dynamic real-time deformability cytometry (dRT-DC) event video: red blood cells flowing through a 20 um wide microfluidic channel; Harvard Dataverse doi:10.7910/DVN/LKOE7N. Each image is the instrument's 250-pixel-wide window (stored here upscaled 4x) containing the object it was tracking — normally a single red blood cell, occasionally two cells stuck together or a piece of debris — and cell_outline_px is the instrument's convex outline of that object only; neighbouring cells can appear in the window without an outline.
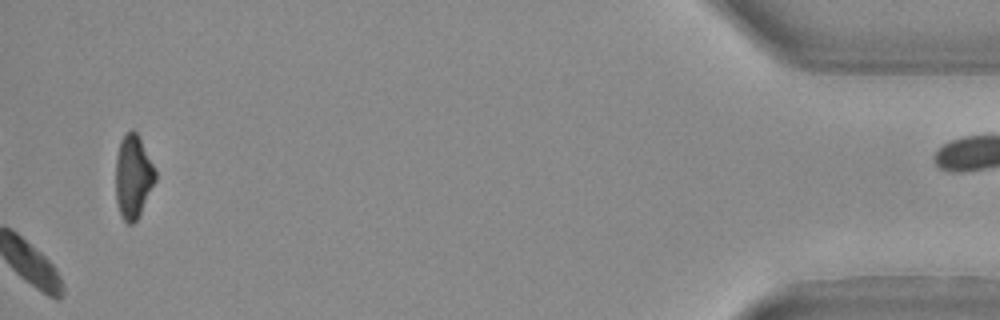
{"species": "Egyptian fruit bat (a non-hibernating species)", "species_latin": "Rousettus aegyptiacus", "temperature_condition": "warm", "stored_images_in_passage": 22, "camera_frame_rate_fps": 3000, "um_per_image_px": 0.085, "animal": {"sex": "female"}, "frame": {"image": 1, "passage_image": 22, "time_ms": 7.0, "image_size_px": [1000, 320], "cell_outline_px": [[156, 180], [136, 220], [132, 224], [128, 224], [120, 216], [116, 200], [116, 156], [120, 140], [132, 128], [136, 132], [156, 168]], "centroid_in_image_um": [11.31, 15.01], "position_along_channel_um": 423.9, "area_um2": 19.19}}